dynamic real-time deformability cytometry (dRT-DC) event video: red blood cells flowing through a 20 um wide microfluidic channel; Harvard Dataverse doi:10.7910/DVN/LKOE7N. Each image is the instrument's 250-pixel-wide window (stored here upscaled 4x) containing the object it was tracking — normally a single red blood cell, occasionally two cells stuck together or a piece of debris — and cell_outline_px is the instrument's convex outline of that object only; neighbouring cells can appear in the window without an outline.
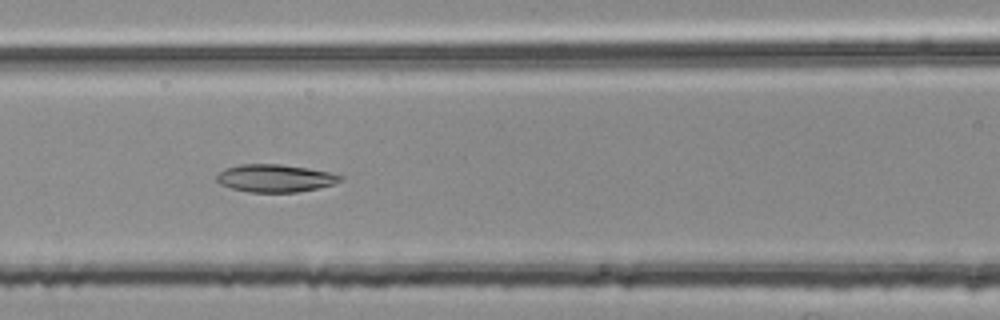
{"species": "common noctule bat (a hibernating species)", "species_latin": "Nyctalus noctula", "temperature_condition": "room temperature", "stored_images_in_passage": 43, "camera_frame_rate_fps": 3000, "um_per_image_px": 0.085, "animal": {"sex": "female", "body_mass_g": 25.1}, "frame": {"image": 1, "passage_image": 12, "time_ms": 3.667, "image_size_px": [1000, 320], "cell_outline_px": [[344, 176], [340, 180], [332, 184], [320, 188], [300, 192], [248, 192], [232, 188], [220, 184], [216, 180], [216, 176], [224, 168], [240, 164], [280, 164], [308, 168], [328, 172]], "centroid_in_image_um": [23.36, 15.15], "position_along_channel_um": 143.2, "area_um2": 19.94}}
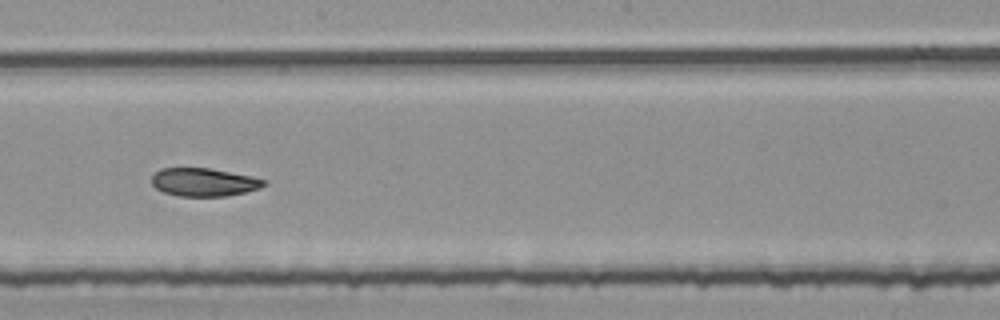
{"frame": {"image": 2, "passage_image": 19, "time_ms": 6.0, "image_size_px": [1000, 320], "cell_outline_px": [[268, 184], [260, 188], [244, 192], [224, 196], [180, 196], [164, 192], [156, 188], [152, 184], [152, 176], [160, 168], [208, 168], [252, 176], [268, 180]], "centroid_in_image_um": [17.36, 15.48], "position_along_channel_um": 230.8, "area_um2": 18.38}}
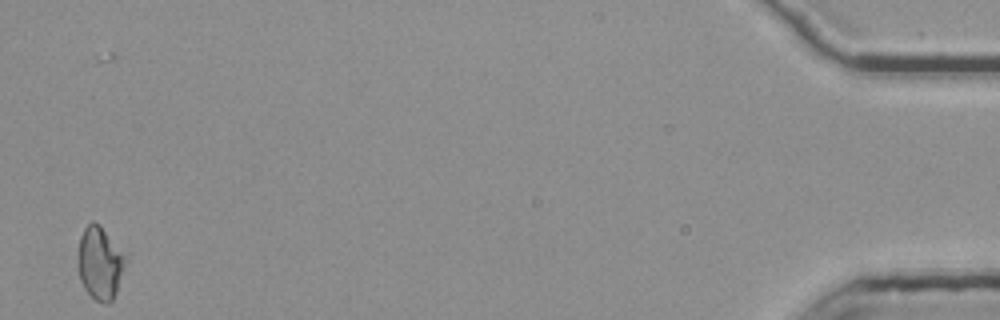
{"frame": {"image": 3, "passage_image": 42, "time_ms": 13.667, "image_size_px": [1000, 320], "cell_outline_px": [[128, 260], [116, 292], [112, 300], [108, 304], [104, 304], [96, 300], [84, 288], [80, 280], [80, 236], [84, 228], [92, 220], [100, 224]], "centroid_in_image_um": [8.53, 22.37], "position_along_channel_um": 426.7, "area_um2": 19.71}, "authors_computed_cell_mechanics": {"area_um2": 19.4786, "velocity_mm_per_s": 3.778, "shape_relaxation_time_tau1_ms": null, "shape_relaxation_time_tau2_ms": 10.0831, "deformation_change_tau1": null, "deformation_change_tau2": 0.1381}}